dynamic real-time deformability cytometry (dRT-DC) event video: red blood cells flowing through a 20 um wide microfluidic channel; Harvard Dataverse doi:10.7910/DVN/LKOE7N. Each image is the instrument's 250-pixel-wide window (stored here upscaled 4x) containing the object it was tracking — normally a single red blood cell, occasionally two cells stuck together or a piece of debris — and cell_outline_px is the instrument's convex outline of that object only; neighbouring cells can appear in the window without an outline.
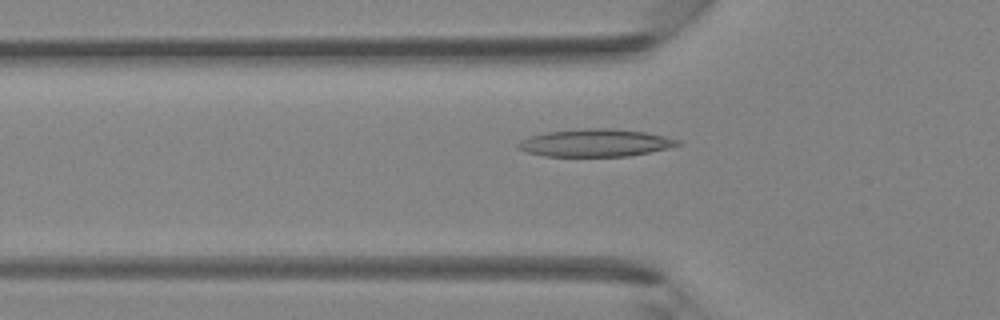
{"species": "Egyptian fruit bat (a non-hibernating species)", "species_latin": "Rousettus aegyptiacus", "temperature_condition": "room temperature", "stored_images_in_passage": 40, "camera_frame_rate_fps": 3000, "um_per_image_px": 0.085, "animal": {"sex": "female"}, "frame": {"image": 1, "passage_image": 12, "time_ms": 3.667, "image_size_px": [1000, 320], "cell_outline_px": [[680, 144], [668, 148], [628, 156], [544, 156], [528, 152], [516, 148], [516, 144], [520, 140], [532, 136], [548, 132], [584, 128], [608, 128], [644, 132], [664, 136], [680, 140]], "centroid_in_image_um": [50.58, 12.14], "position_along_channel_um": 75.2, "area_um2": 25.37}}
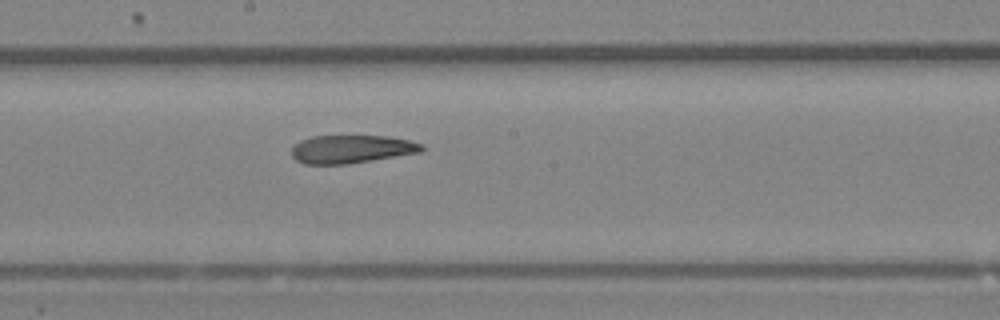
{"frame": {"image": 2, "passage_image": 21, "time_ms": 6.667, "image_size_px": [1000, 320], "cell_outline_px": [[424, 148], [420, 152], [348, 164], [304, 164], [296, 160], [292, 156], [292, 148], [300, 140], [312, 136], [388, 136], [408, 140], [424, 144]], "centroid_in_image_um": [29.86, 12.67], "position_along_channel_um": 218.3, "area_um2": 21.27}}
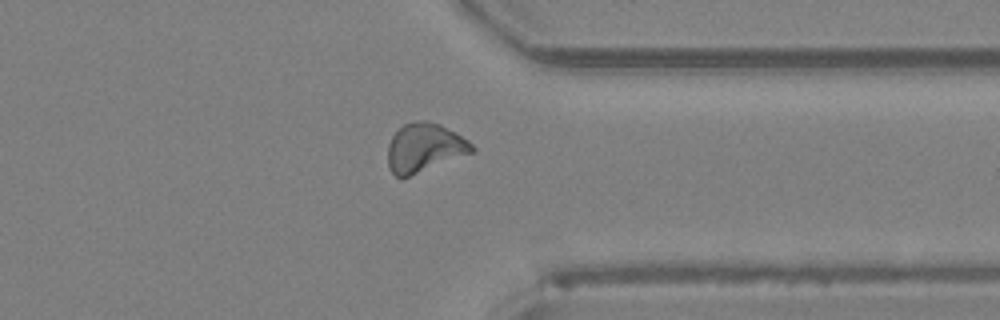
{"frame": {"image": 3, "passage_image": 31, "time_ms": 10.0, "image_size_px": [1000, 320], "cell_outline_px": [[476, 148], [472, 152], [400, 180], [388, 168], [388, 144], [392, 136], [404, 124], [420, 120], [428, 120], [440, 124], [456, 132], [468, 140]], "centroid_in_image_um": [36.06, 12.56], "position_along_channel_um": 375.3, "area_um2": 23.93}}